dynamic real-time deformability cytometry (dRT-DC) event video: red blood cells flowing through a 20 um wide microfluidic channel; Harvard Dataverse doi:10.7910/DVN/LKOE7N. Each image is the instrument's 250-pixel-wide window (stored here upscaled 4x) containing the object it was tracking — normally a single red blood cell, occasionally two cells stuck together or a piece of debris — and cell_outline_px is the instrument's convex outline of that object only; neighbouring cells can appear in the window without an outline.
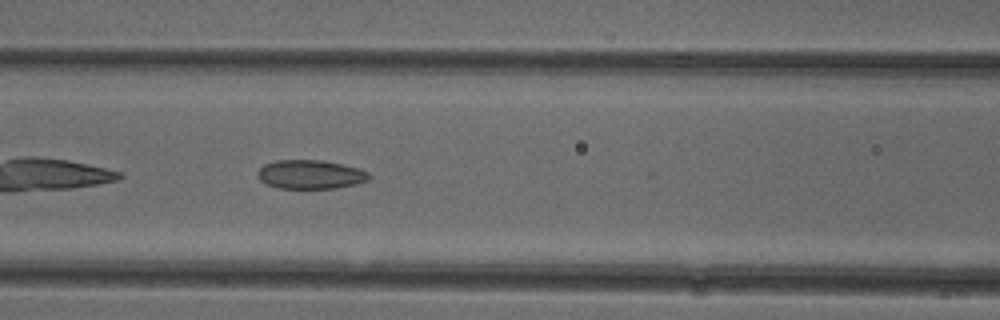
{"species": "common noctule bat (a hibernating species)", "species_latin": "Nyctalus noctula", "temperature_condition": "cold", "stored_images_in_passage": 35, "camera_frame_rate_fps": 3000, "um_per_image_px": 0.085, "animal": {"sex": "female"}, "frame": {"image": 1, "passage_image": 7, "time_ms": 2.0, "image_size_px": [1000, 320], "cell_outline_px": [[372, 176], [368, 180], [356, 184], [336, 188], [280, 188], [268, 184], [260, 180], [256, 176], [256, 172], [264, 164], [276, 160], [324, 160], [356, 168], [368, 172]], "centroid_in_image_um": [26.37, 14.82], "position_along_channel_um": 140.2, "area_um2": 18.73}}
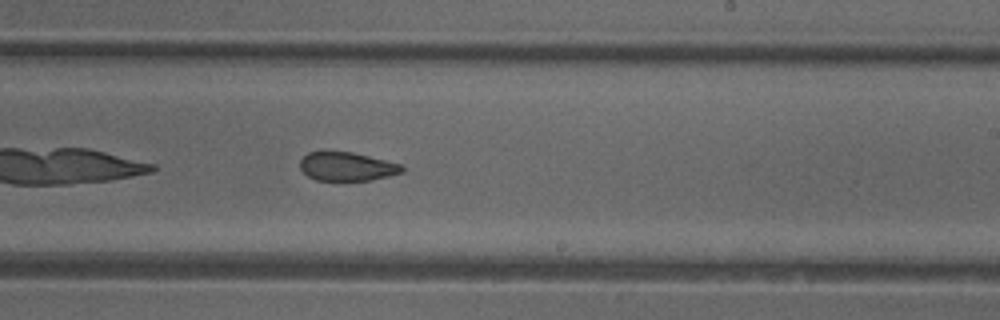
{"frame": {"image": 2, "passage_image": 16, "time_ms": 5.0, "image_size_px": [1000, 320], "cell_outline_px": [[404, 172], [372, 180], [316, 180], [308, 176], [300, 168], [300, 160], [308, 152], [352, 152], [400, 164], [404, 168]], "centroid_in_image_um": [29.48, 14.16], "position_along_channel_um": 259.5, "area_um2": 16.82}}
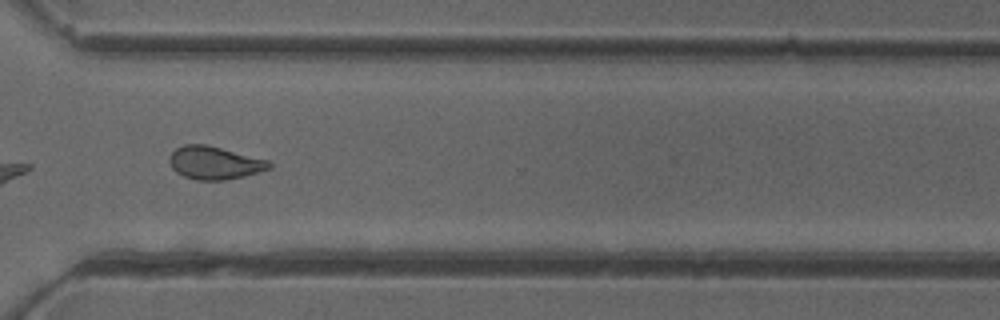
{"frame": {"image": 3, "passage_image": 23, "time_ms": 7.333, "image_size_px": [1000, 320], "cell_outline_px": [[272, 168], [244, 176], [224, 180], [196, 180], [184, 176], [176, 172], [172, 168], [168, 160], [172, 152], [176, 148], [184, 144], [204, 144], [268, 160], [272, 164]], "centroid_in_image_um": [18.21, 13.85], "position_along_channel_um": 352.4, "area_um2": 19.02}, "authors_computed_cell_mechanics": {"area_um2": 18.7272, "velocity_mm_per_s": 3.9942, "shape_relaxation_time_tau1_ms": null, "shape_relaxation_time_tau2_ms": 2.6879, "deformation_change_tau1": null, "deformation_change_tau2": 0.0977}}